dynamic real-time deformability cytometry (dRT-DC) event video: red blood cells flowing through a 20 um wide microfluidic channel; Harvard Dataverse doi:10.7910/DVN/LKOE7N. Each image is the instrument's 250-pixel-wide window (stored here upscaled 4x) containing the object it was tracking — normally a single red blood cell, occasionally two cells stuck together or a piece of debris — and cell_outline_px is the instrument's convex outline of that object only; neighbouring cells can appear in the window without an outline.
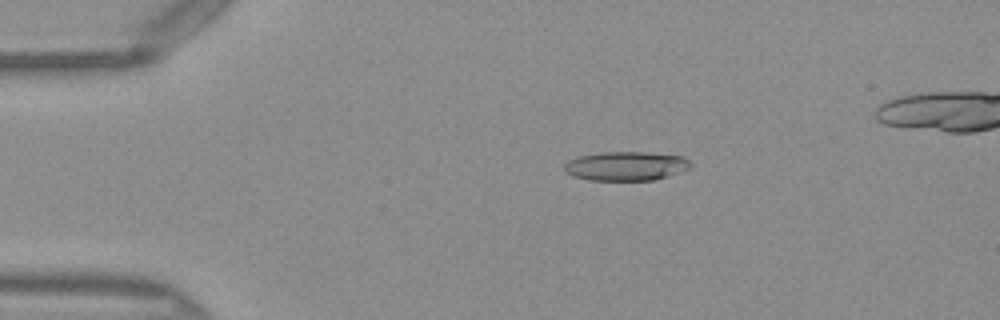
{"species": "Egyptian fruit bat (a non-hibernating species)", "species_latin": "Rousettus aegyptiacus", "temperature_condition": "warm", "stored_images_in_passage": 47, "camera_frame_rate_fps": 3000, "um_per_image_px": 0.085, "frame": {"image": 1, "passage_image": 9, "time_ms": 2.667, "image_size_px": [1000, 320], "cell_outline_px": [[692, 168], [652, 180], [588, 180], [572, 176], [564, 172], [564, 164], [568, 160], [580, 156], [600, 152], [644, 152], [684, 156], [692, 164]], "centroid_in_image_um": [53.18, 14.11], "position_along_channel_um": 31.8, "area_um2": 21.44}}
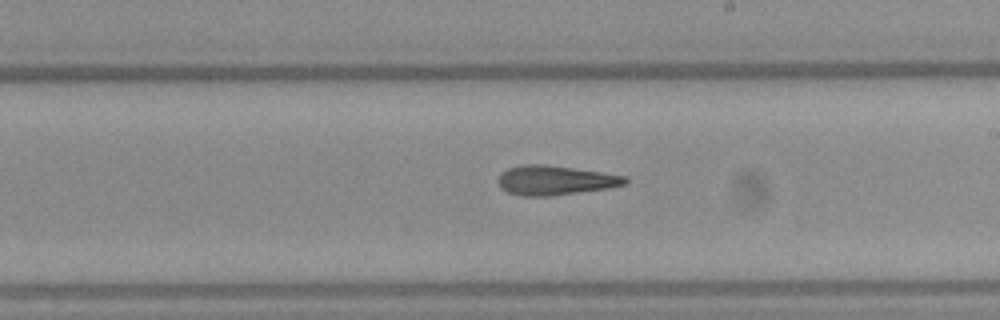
{"frame": {"image": 2, "passage_image": 28, "time_ms": 9.0, "image_size_px": [1000, 320], "cell_outline_px": [[628, 180], [624, 184], [608, 188], [552, 196], [524, 196], [508, 192], [500, 188], [500, 172], [508, 168], [528, 164], [544, 164], [628, 176]], "centroid_in_image_um": [47.19, 15.33], "position_along_channel_um": 241.8, "area_um2": 21.56}}
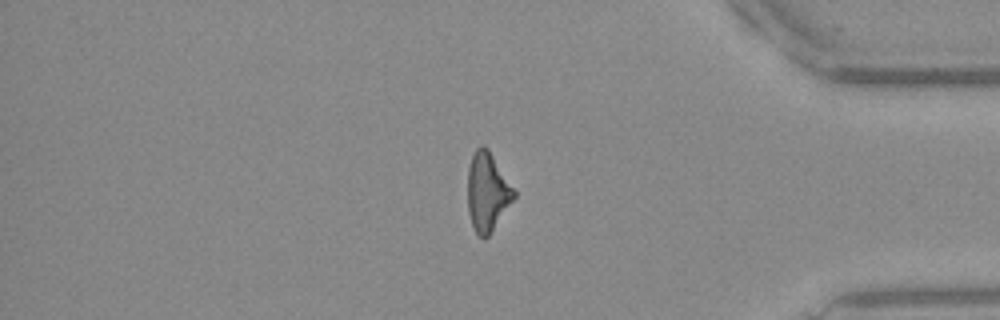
{"frame": {"image": 3, "passage_image": 41, "time_ms": 13.333, "image_size_px": [1000, 320], "cell_outline_px": [[516, 196], [488, 236], [484, 240], [472, 228], [468, 212], [468, 168], [472, 156], [476, 148], [480, 144], [484, 144], [488, 148], [516, 188]], "centroid_in_image_um": [41.44, 16.27], "position_along_channel_um": 393.8, "area_um2": 21.56}, "authors_computed_cell_mechanics": {"area_um2": 21.3282, "velocity_mm_per_s": 4.1006, "shape_relaxation_time_tau1_ms": null, "shape_relaxation_time_tau2_ms": 8.6799, "deformation_change_tau1": null, "deformation_change_tau2": 0.2781}}